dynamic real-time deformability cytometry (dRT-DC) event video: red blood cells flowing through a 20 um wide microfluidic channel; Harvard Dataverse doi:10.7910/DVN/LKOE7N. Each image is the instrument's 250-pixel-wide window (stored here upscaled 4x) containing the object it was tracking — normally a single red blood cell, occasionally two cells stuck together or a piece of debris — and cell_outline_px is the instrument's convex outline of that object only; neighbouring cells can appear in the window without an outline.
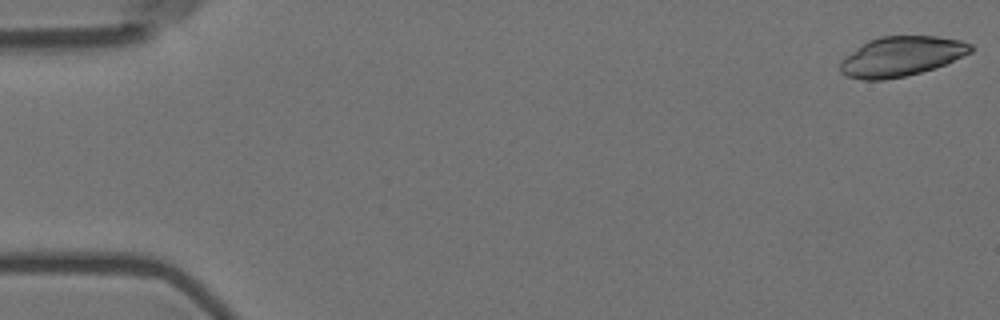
{"species": "Egyptian fruit bat (a non-hibernating species)", "species_latin": "Rousettus aegyptiacus", "temperature_condition": "room temperature", "stored_images_in_passage": 56, "camera_frame_rate_fps": 3000, "um_per_image_px": 0.085, "animal": {"sex": "female"}, "frame": {"image": 1, "passage_image": 1, "time_ms": 0.0, "image_size_px": [1000, 320], "cell_outline_px": [[972, 52], [944, 64], [920, 72], [904, 76], [884, 80], [860, 80], [848, 76], [840, 72], [840, 64], [844, 56], [868, 40], [880, 36], [936, 36], [960, 40], [972, 44]], "centroid_in_image_um": [76.58, 4.79], "position_along_channel_um": 8.4, "area_um2": 30.11}}
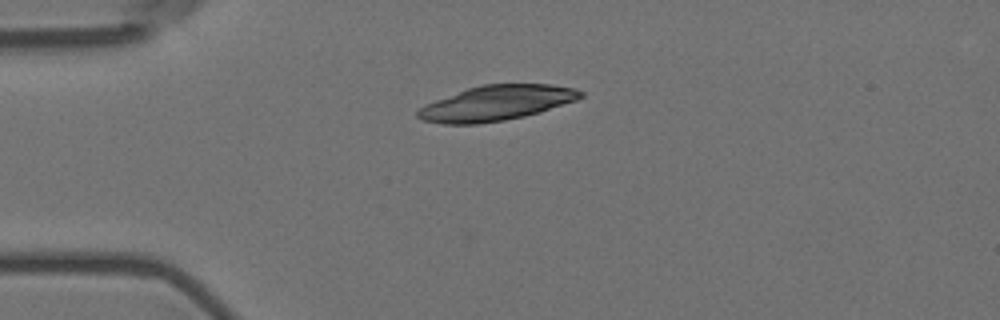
{"frame": {"image": 2, "passage_image": 14, "time_ms": 4.333, "image_size_px": [1000, 320], "cell_outline_px": [[584, 96], [576, 100], [540, 112], [524, 116], [504, 120], [476, 124], [444, 124], [420, 120], [416, 116], [416, 112], [420, 108], [436, 100], [468, 88], [480, 84], [552, 84], [576, 88], [584, 92]], "centroid_in_image_um": [42.22, 8.76], "position_along_channel_um": 42.8, "area_um2": 33.18}}